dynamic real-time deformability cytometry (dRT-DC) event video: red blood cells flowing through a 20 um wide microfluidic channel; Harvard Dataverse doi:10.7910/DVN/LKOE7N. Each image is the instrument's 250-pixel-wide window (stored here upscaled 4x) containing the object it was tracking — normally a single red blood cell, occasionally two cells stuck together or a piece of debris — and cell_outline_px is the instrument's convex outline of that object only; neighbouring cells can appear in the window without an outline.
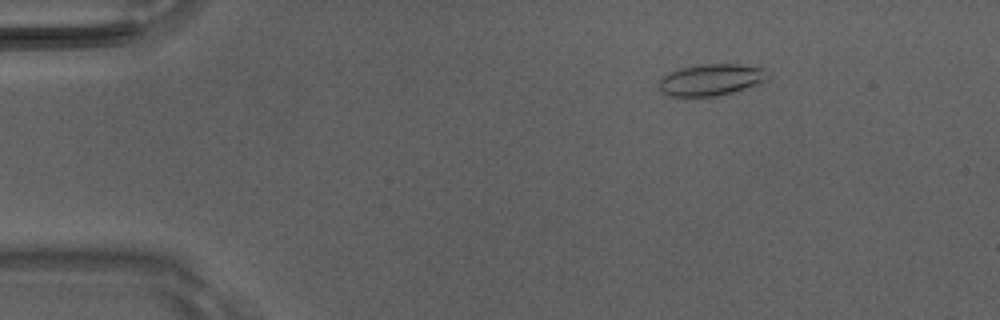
{"species": "Egyptian fruit bat (a non-hibernating species)", "species_latin": "Rousettus aegyptiacus", "temperature_condition": "room temperature", "stored_images_in_passage": 5, "camera_frame_rate_fps": 3000, "um_per_image_px": 0.085, "animal": {"sex": "male"}, "frame": {"image": 1, "passage_image": 3, "time_ms": 0.667, "image_size_px": [1000, 320], "cell_outline_px": [[772, 72], [768, 80], [760, 84], [732, 92], [716, 96], [668, 96], [660, 92], [660, 80], [664, 76], [680, 68], [700, 64], [736, 64], [764, 68]], "centroid_in_image_um": [60.52, 6.78], "position_along_channel_um": 24.5, "area_um2": 20.17}}